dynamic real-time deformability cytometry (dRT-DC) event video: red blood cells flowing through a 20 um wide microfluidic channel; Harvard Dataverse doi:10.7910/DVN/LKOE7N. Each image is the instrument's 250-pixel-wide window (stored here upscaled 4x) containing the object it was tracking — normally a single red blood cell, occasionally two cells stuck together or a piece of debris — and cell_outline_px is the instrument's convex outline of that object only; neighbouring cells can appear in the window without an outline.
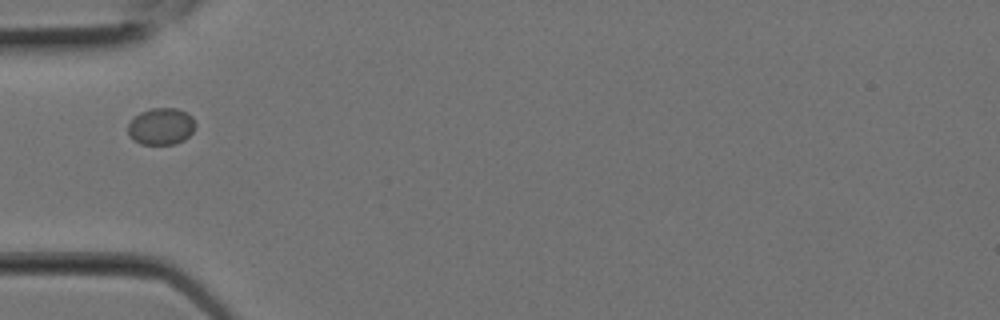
{"species": "Egyptian fruit bat (a non-hibernating species)", "species_latin": "Rousettus aegyptiacus", "temperature_condition": "room temperature", "stored_images_in_passage": 3, "camera_frame_rate_fps": 3000, "um_per_image_px": 0.085, "animal": {"sex": "female"}, "frame": {"image": 1, "passage_image": 1, "time_ms": 0.0, "image_size_px": [1000, 320], "cell_outline_px": [[196, 124], [192, 132], [184, 140], [176, 144], [140, 144], [132, 140], [128, 132], [128, 124], [140, 112], [152, 108], [176, 108], [192, 116]], "centroid_in_image_um": [13.69, 10.75], "position_along_channel_um": 71.3, "area_um2": 14.45}}
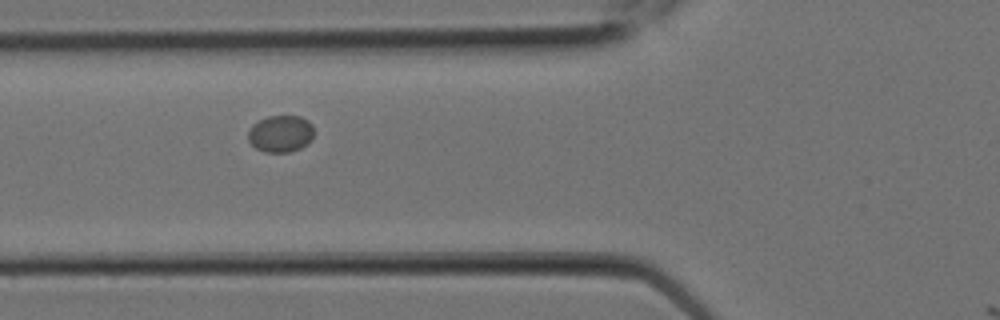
{"frame": {"image": 2, "passage_image": 2, "time_ms": 0.333, "image_size_px": [1000, 320], "cell_outline_px": [[312, 136], [308, 144], [300, 148], [288, 152], [264, 152], [256, 148], [248, 140], [248, 132], [252, 124], [268, 116], [300, 116], [308, 120], [312, 124]], "centroid_in_image_um": [23.84, 11.36], "position_along_channel_um": 102.0, "area_um2": 14.1}}
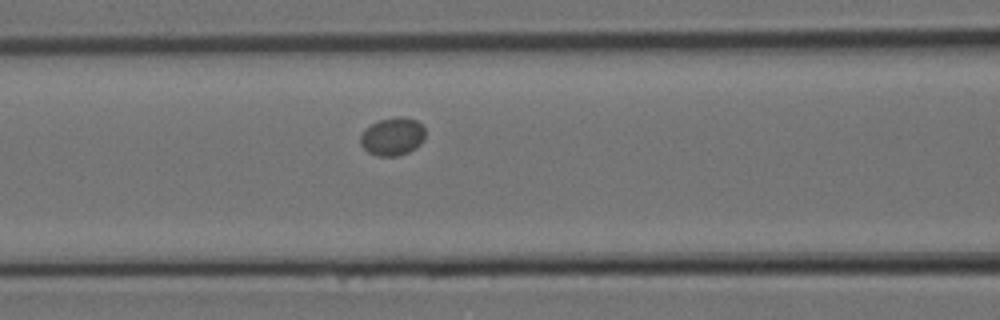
{"frame": {"image": 3, "passage_image": 3, "time_ms": 0.667, "image_size_px": [1000, 320], "cell_outline_px": [[424, 140], [416, 148], [408, 152], [396, 156], [376, 156], [368, 152], [360, 144], [360, 136], [372, 124], [380, 120], [396, 116], [400, 116], [416, 120], [424, 128]], "centroid_in_image_um": [33.37, 11.61], "position_along_channel_um": 133.2, "area_um2": 14.22}}